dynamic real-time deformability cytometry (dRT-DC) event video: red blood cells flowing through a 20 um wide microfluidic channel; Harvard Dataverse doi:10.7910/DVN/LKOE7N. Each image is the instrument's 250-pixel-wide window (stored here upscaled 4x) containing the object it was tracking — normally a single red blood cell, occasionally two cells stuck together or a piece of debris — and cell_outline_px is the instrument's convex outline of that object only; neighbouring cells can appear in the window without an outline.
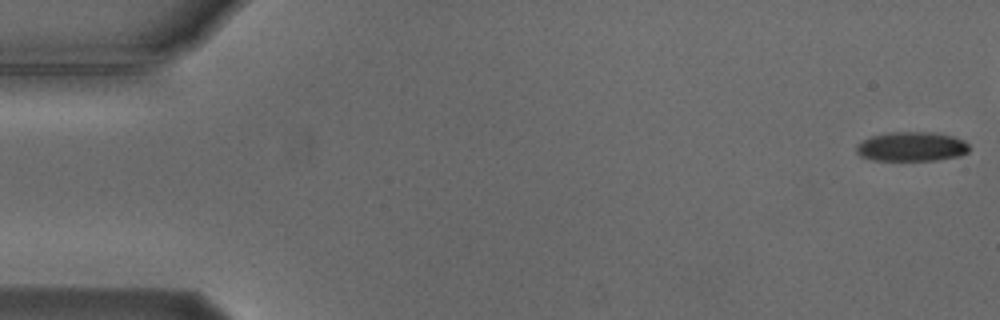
{"species": "Egyptian fruit bat (a non-hibernating species)", "species_latin": "Rousettus aegyptiacus", "temperature_condition": "cold", "stored_images_in_passage": 48, "camera_frame_rate_fps": 3000, "um_per_image_px": 0.085, "animal": {"sex": "male"}, "frame": {"image": 1, "passage_image": 1, "time_ms": 0.0, "image_size_px": [1000, 320], "cell_outline_px": [[968, 152], [960, 156], [936, 160], [872, 160], [860, 156], [856, 152], [856, 144], [872, 136], [892, 132], [932, 132], [952, 136], [964, 140], [968, 144]], "centroid_in_image_um": [77.48, 12.46], "position_along_channel_um": 7.5, "area_um2": 19.31}}
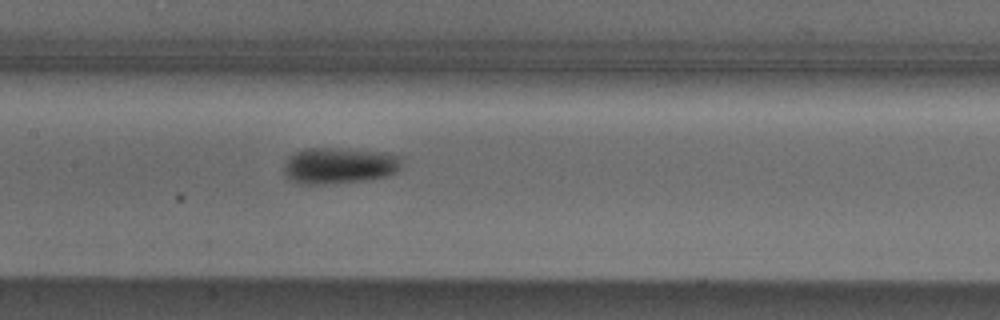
{"frame": {"image": 2, "passage_image": 26, "time_ms": 8.333, "image_size_px": [1000, 320], "cell_outline_px": [[404, 160], [400, 168], [396, 172], [388, 176], [368, 180], [324, 184], [296, 184], [284, 176], [284, 164], [296, 152], [304, 148], [332, 148], [380, 152], [400, 156]], "centroid_in_image_um": [28.84, 14.1], "position_along_channel_um": 178.6, "area_um2": 24.97}}
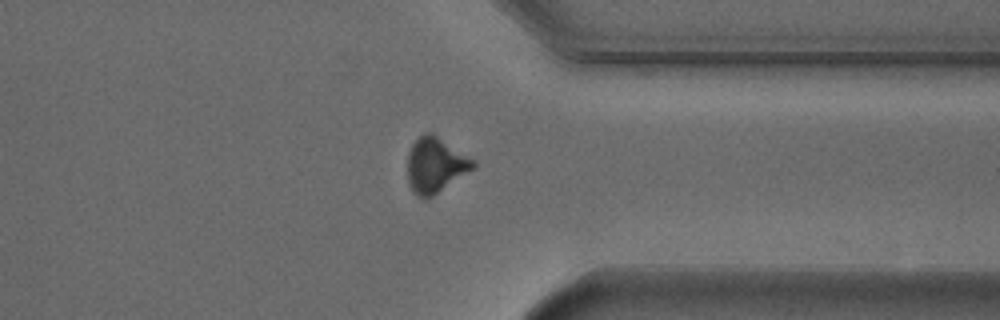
{"frame": {"image": 3, "passage_image": 42, "time_ms": 13.667, "image_size_px": [1000, 320], "cell_outline_px": [[476, 168], [432, 196], [424, 200], [416, 196], [408, 184], [408, 152], [412, 144], [424, 132], [432, 132], [476, 160]], "centroid_in_image_um": [37.03, 14.03], "position_along_channel_um": 374.4, "area_um2": 21.44}, "authors_computed_cell_mechanics": {"area_um2": 22.0218, "velocity_mm_per_s": 3.7572, "shape_relaxation_time_tau1_ms": 3.3219, "shape_relaxation_time_tau2_ms": null, "deformation_change_tau1": 0.0841, "deformation_change_tau2": null}}